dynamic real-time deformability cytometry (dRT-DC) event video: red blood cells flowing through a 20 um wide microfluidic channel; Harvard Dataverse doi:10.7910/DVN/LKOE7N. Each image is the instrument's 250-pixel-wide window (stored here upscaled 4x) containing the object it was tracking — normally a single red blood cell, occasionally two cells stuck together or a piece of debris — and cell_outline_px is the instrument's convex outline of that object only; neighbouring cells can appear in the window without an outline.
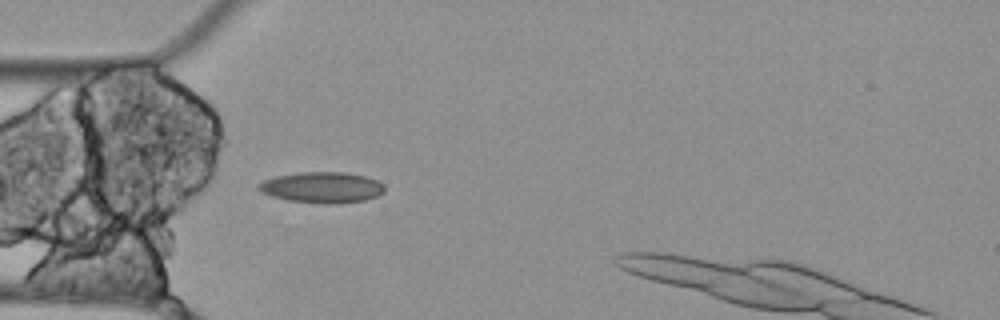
{"species": "Egyptian fruit bat (a non-hibernating species)", "species_latin": "Rousettus aegyptiacus", "temperature_condition": "cold", "stored_images_in_passage": 5, "camera_frame_rate_fps": 3000, "um_per_image_px": 0.085, "animal": {"sex": "female"}, "frame": {"image": 1, "passage_image": 5, "time_ms": 1.333, "image_size_px": [1000, 320], "cell_outline_px": [[384, 192], [376, 196], [364, 200], [332, 204], [324, 204], [288, 200], [272, 196], [260, 192], [256, 184], [264, 180], [276, 176], [300, 172], [344, 172], [364, 176], [376, 180], [384, 184]], "centroid_in_image_um": [27.35, 15.93], "position_along_channel_um": 57.7, "area_um2": 22.66}}